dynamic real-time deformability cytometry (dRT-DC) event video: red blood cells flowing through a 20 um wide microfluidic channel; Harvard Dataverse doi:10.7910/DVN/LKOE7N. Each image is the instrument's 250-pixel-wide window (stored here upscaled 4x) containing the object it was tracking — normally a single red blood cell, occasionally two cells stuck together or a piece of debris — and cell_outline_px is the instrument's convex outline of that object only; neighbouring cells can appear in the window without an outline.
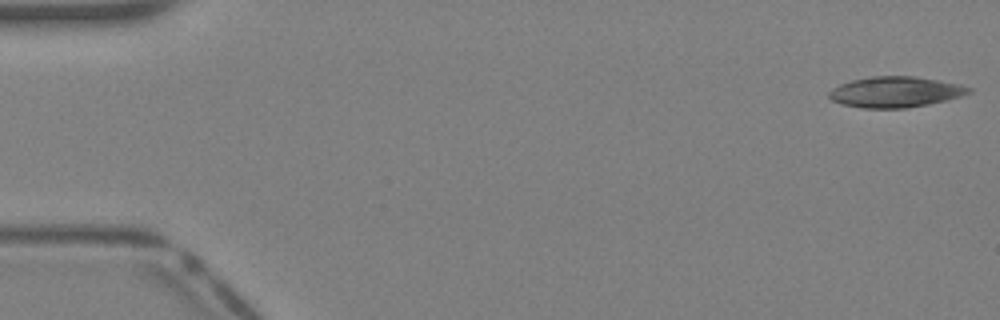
{"species": "Egyptian fruit bat (a non-hibernating species)", "species_latin": "Rousettus aegyptiacus", "temperature_condition": "warm", "stored_images_in_passage": 11, "camera_frame_rate_fps": 3000, "um_per_image_px": 0.085, "animal": {"sex": "female"}, "frame": {"image": 1, "passage_image": 1, "time_ms": 0.0, "image_size_px": [1000, 320], "cell_outline_px": [[972, 92], [960, 96], [928, 104], [904, 108], [864, 108], [840, 104], [832, 100], [828, 96], [828, 92], [832, 88], [840, 84], [852, 80], [872, 76], [912, 76], [960, 84], [972, 88]], "centroid_in_image_um": [76.07, 7.82], "position_along_channel_um": 8.9, "area_um2": 24.85}}
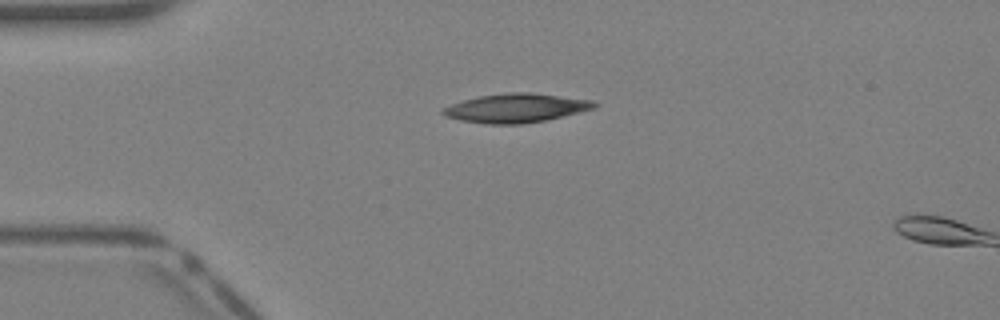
{"frame": {"image": 2, "passage_image": 10, "time_ms": 3.0, "image_size_px": [1000, 320], "cell_outline_px": [[600, 104], [596, 108], [544, 120], [520, 124], [488, 124], [460, 120], [448, 116], [440, 112], [444, 108], [452, 104], [464, 100], [480, 96], [508, 92], [532, 92], [592, 100]], "centroid_in_image_um": [43.9, 9.17], "position_along_channel_um": 41.1, "area_um2": 25.26}}